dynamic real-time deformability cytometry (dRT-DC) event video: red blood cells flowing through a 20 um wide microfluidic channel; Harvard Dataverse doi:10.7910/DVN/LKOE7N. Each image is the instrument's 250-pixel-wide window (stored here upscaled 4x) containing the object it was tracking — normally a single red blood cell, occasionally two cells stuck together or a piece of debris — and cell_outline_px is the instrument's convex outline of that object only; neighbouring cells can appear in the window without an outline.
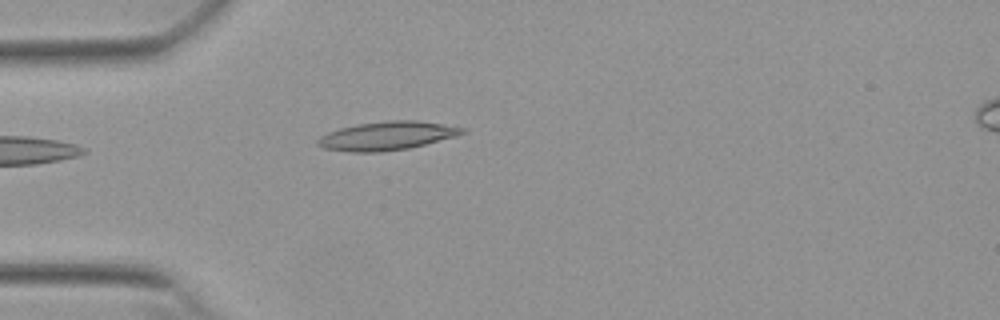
{"species": "Egyptian fruit bat (a non-hibernating species)", "species_latin": "Rousettus aegyptiacus", "temperature_condition": "warm", "stored_images_in_passage": 35, "camera_frame_rate_fps": 3000, "um_per_image_px": 0.085, "animal": {"sex": "female"}, "frame": {"image": 1, "passage_image": 1, "time_ms": 0.0, "image_size_px": [1000, 320], "cell_outline_px": [[468, 132], [456, 136], [408, 148], [380, 152], [352, 152], [324, 148], [316, 144], [316, 140], [320, 136], [328, 132], [340, 128], [356, 124], [388, 120], [416, 120], [468, 128]], "centroid_in_image_um": [32.9, 11.53], "position_along_channel_um": 52.1, "area_um2": 24.1}}
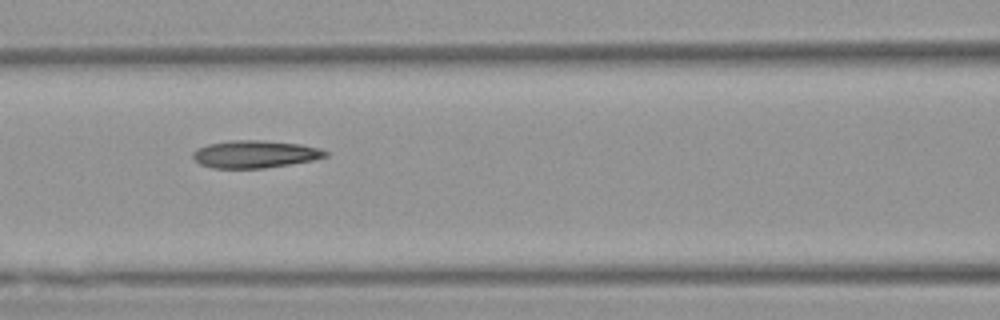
{"frame": {"image": 2, "passage_image": 9, "time_ms": 2.667, "image_size_px": [1000, 320], "cell_outline_px": [[328, 156], [312, 160], [264, 168], [212, 168], [200, 164], [192, 156], [192, 152], [196, 148], [208, 144], [232, 140], [260, 140], [300, 144], [320, 148], [328, 152]], "centroid_in_image_um": [21.65, 13.1], "position_along_channel_um": 145.0, "area_um2": 21.15}}
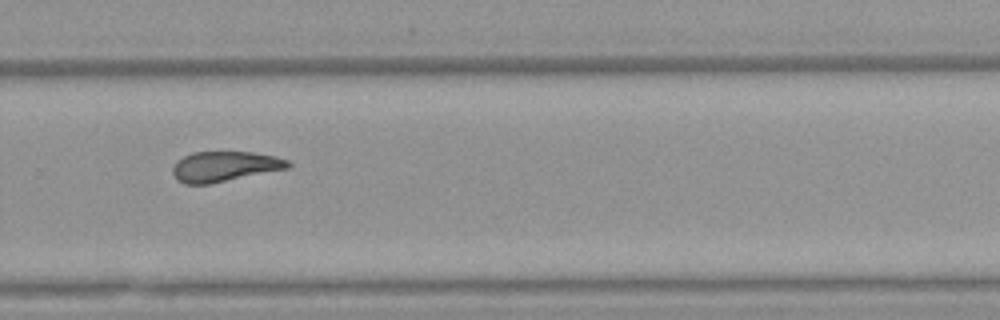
{"frame": {"image": 3, "passage_image": 22, "time_ms": 7.0, "image_size_px": [1000, 320], "cell_outline_px": [[292, 164], [288, 168], [208, 184], [184, 184], [176, 180], [172, 172], [172, 168], [176, 160], [192, 152], [252, 152], [276, 156], [288, 160]], "centroid_in_image_um": [19.06, 14.14], "position_along_channel_um": 310.7, "area_um2": 20.29}, "authors_computed_cell_mechanics": {"area_um2": 21.1548, "velocity_mm_per_s": 3.8426, "shape_relaxation_time_tau1_ms": null, "shape_relaxation_time_tau2_ms": 3.259, "deformation_change_tau1": null, "deformation_change_tau2": 0.1142}}